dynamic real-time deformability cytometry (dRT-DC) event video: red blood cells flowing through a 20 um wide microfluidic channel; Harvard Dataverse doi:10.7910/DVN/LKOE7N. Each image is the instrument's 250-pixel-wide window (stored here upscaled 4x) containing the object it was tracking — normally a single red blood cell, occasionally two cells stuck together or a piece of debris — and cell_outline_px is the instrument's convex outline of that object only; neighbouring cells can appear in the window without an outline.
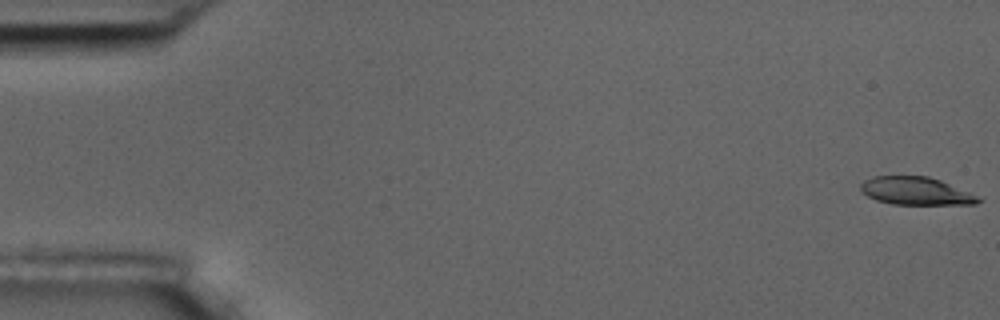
{"species": "common noctule bat (a hibernating species)", "species_latin": "Nyctalus noctula", "temperature_condition": "room temperature", "stored_images_in_passage": 53, "camera_frame_rate_fps": 3000, "um_per_image_px": 0.085, "animal": {"sex": "male", "body_mass_g": 17.5, "forearm_length_mm": 52.3}, "frame": {"image": 1, "passage_image": 1, "time_ms": 0.0, "image_size_px": [1000, 320], "cell_outline_px": [[984, 200], [976, 204], [892, 204], [876, 200], [860, 192], [860, 184], [864, 180], [872, 176], [928, 176], [940, 180], [968, 192]], "centroid_in_image_um": [77.8, 16.23], "position_along_channel_um": 7.2, "area_um2": 19.02}}
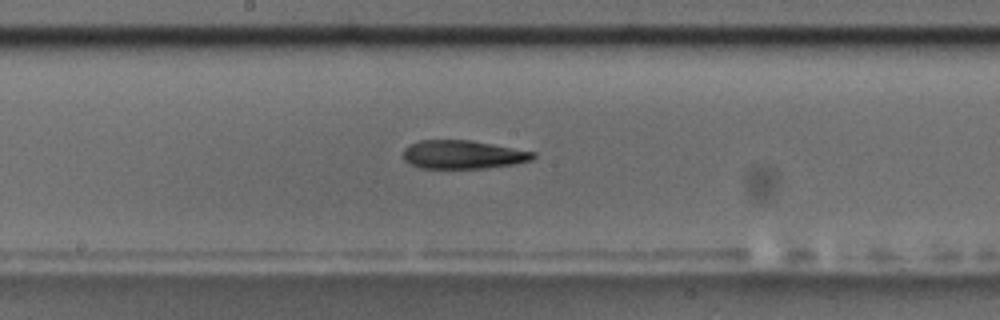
{"frame": {"image": 2, "passage_image": 30, "time_ms": 9.667, "image_size_px": [1000, 320], "cell_outline_px": [[536, 156], [532, 160], [512, 164], [488, 168], [420, 168], [404, 160], [404, 148], [408, 144], [420, 140], [468, 140], [492, 144], [536, 152]], "centroid_in_image_um": [39.34, 13.14], "position_along_channel_um": 208.9, "area_um2": 21.5}}
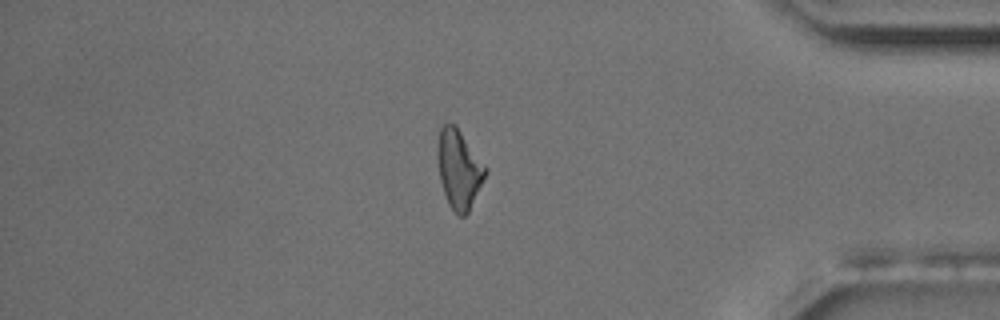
{"frame": {"image": 3, "passage_image": 48, "time_ms": 15.667, "image_size_px": [1000, 320], "cell_outline_px": [[488, 172], [468, 212], [464, 216], [456, 216], [448, 204], [440, 180], [436, 152], [440, 128], [448, 120], [456, 124], [488, 168]], "centroid_in_image_um": [39.01, 14.34], "position_along_channel_um": 396.2, "area_um2": 22.43}}